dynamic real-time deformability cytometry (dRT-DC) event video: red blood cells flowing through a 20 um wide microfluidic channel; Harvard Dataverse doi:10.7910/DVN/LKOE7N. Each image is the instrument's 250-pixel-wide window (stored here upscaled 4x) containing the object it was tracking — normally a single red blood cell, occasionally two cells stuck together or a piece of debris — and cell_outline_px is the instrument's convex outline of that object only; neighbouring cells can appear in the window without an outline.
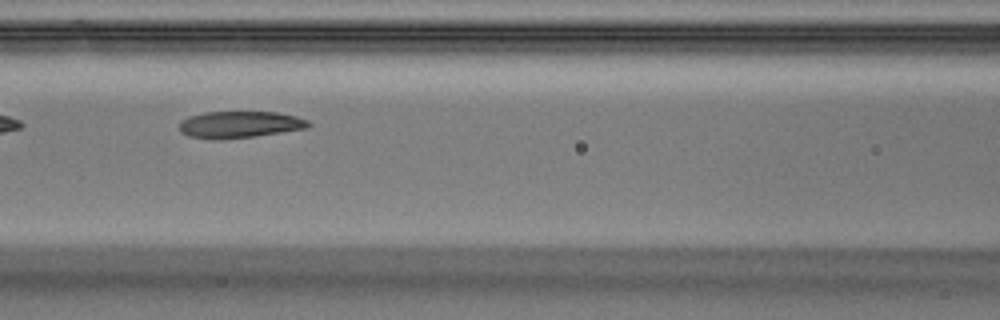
{"species": "Egyptian fruit bat (a non-hibernating species)", "species_latin": "Rousettus aegyptiacus", "temperature_condition": "warm", "stored_images_in_passage": 6, "camera_frame_rate_fps": 3000, "um_per_image_px": 0.085, "animal": {"sex": "male"}, "frame": {"image": 1, "passage_image": 6, "time_ms": 1.667, "image_size_px": [1000, 320], "cell_outline_px": [[312, 124], [308, 128], [252, 136], [220, 140], [212, 140], [188, 136], [180, 132], [180, 120], [188, 116], [204, 112], [276, 112], [296, 116], [308, 120]], "centroid_in_image_um": [20.34, 10.59], "position_along_channel_um": 146.3, "area_um2": 20.23}}